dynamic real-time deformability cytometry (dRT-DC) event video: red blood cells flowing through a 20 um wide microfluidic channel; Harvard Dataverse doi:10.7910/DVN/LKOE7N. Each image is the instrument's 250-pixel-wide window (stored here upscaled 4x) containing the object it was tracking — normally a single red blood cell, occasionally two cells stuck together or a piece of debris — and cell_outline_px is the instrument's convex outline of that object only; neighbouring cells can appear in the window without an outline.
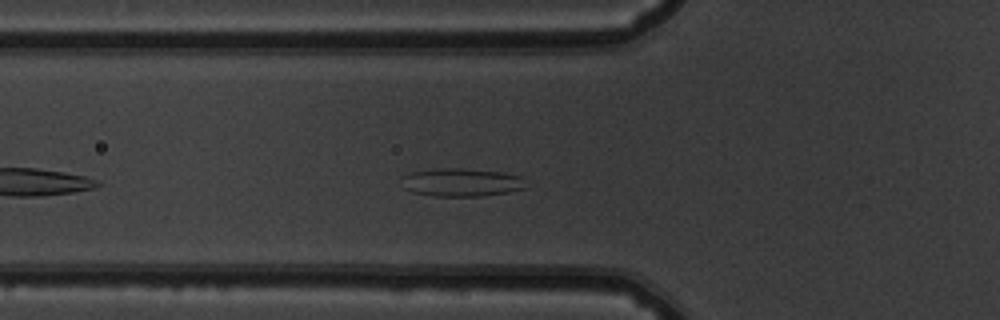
{"species": "common noctule bat (a hibernating species)", "species_latin": "Nyctalus noctula", "temperature_condition": "warm", "stored_images_in_passage": 37, "camera_frame_rate_fps": 3000, "um_per_image_px": 0.085, "animal": {"sex": "male", "body_mass_g": 19.5, "forearm_length_mm": 54.6}, "frame": {"image": 1, "passage_image": 6, "time_ms": 1.667, "image_size_px": [1000, 320], "cell_outline_px": [[528, 188], [508, 192], [480, 196], [436, 196], [412, 192], [404, 188], [400, 176], [408, 172], [440, 168], [460, 168], [504, 172], [520, 176]], "centroid_in_image_um": [39.2, 15.49], "position_along_channel_um": 86.6, "area_um2": 20.58}}
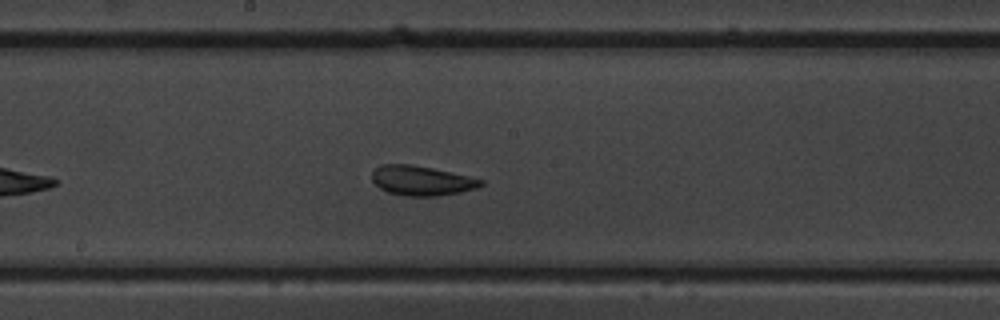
{"frame": {"image": 2, "passage_image": 16, "time_ms": 5.0, "image_size_px": [1000, 320], "cell_outline_px": [[484, 184], [476, 188], [460, 192], [436, 196], [404, 196], [388, 192], [380, 188], [372, 180], [372, 172], [380, 164], [412, 164], [432, 168], [468, 176], [484, 180]], "centroid_in_image_um": [35.82, 15.35], "position_along_channel_um": 212.4, "area_um2": 18.79}}
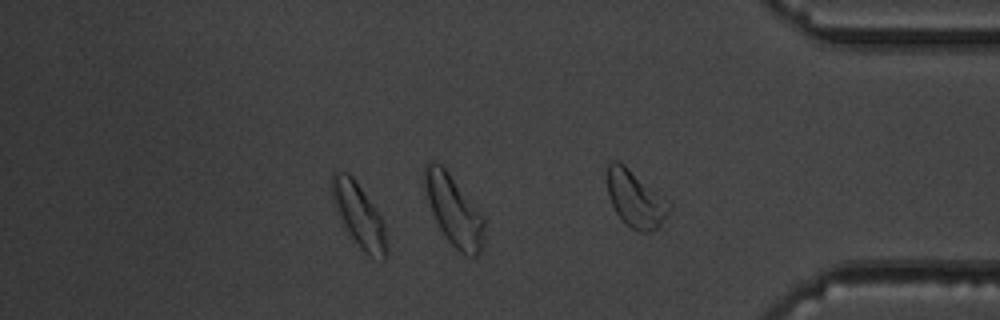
{"frame": {"image": 3, "passage_image": 30, "time_ms": 9.667, "image_size_px": [1000, 320], "cell_outline_px": [[388, 256], [384, 260], [380, 260], [368, 256], [360, 248], [336, 212], [332, 196], [332, 172], [348, 172], [356, 180], [376, 208], [384, 224]], "centroid_in_image_um": [30.54, 18.31], "position_along_channel_um": 404.7, "area_um2": 20.17}, "authors_computed_cell_mechanics": {"area_um2": 19.2474, "velocity_mm_per_s": 3.7777, "shape_relaxation_time_tau1_ms": 2.8983, "shape_relaxation_time_tau2_ms": 1.5447, "deformation_change_tau1": 0.0861, "deformation_change_tau2": 0.0931}}